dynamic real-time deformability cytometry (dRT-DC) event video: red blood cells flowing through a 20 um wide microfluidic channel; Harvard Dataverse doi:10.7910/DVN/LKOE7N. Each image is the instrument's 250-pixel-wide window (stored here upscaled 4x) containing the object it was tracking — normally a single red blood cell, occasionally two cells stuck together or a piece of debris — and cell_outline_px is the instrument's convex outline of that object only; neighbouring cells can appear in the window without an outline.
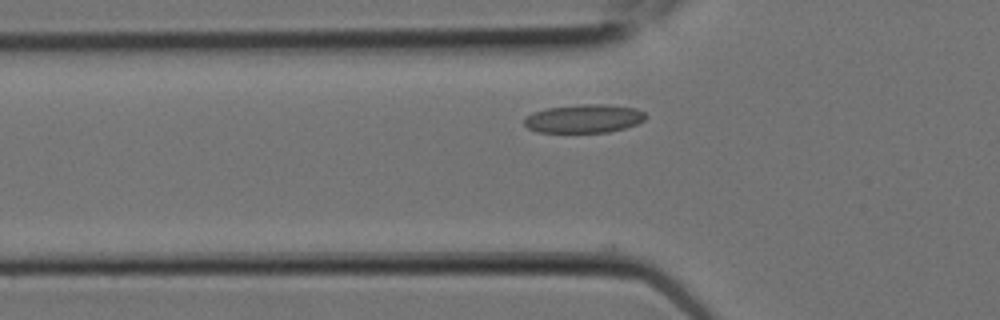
{"species": "Egyptian fruit bat (a non-hibernating species)", "species_latin": "Rousettus aegyptiacus", "temperature_condition": "room temperature", "stored_images_in_passage": 6, "camera_frame_rate_fps": 3000, "um_per_image_px": 0.085, "animal": {"sex": "female"}, "frame": {"image": 1, "passage_image": 3, "time_ms": 0.667, "image_size_px": [1000, 320], "cell_outline_px": [[648, 116], [644, 120], [636, 124], [624, 128], [608, 132], [536, 132], [528, 128], [524, 124], [524, 116], [532, 112], [544, 108], [580, 104], [604, 104], [636, 108], [644, 112]], "centroid_in_image_um": [49.6, 10.07], "position_along_channel_um": 76.2, "area_um2": 20.35}}
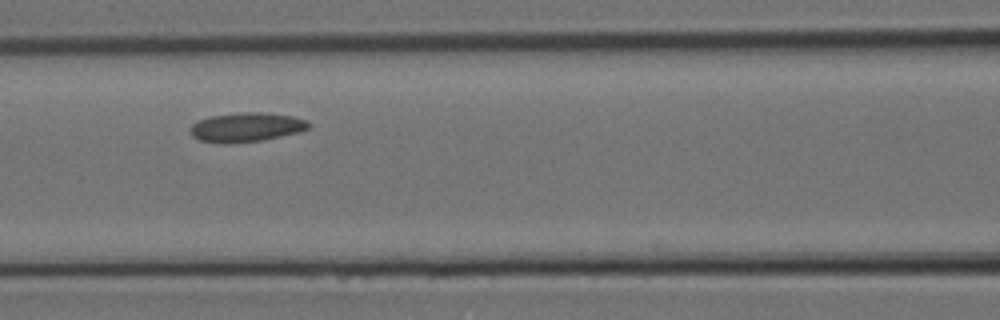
{"frame": {"image": 2, "passage_image": 5, "time_ms": 1.333, "image_size_px": [1000, 320], "cell_outline_px": [[312, 124], [308, 128], [300, 132], [264, 140], [232, 144], [224, 144], [200, 140], [192, 136], [192, 124], [196, 120], [212, 116], [244, 112], [260, 112], [292, 116], [308, 120]], "centroid_in_image_um": [20.97, 10.82], "position_along_channel_um": 145.6, "area_um2": 20.29}}
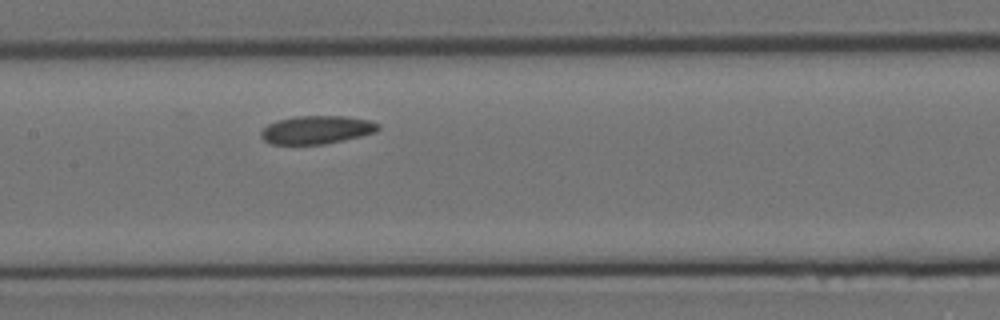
{"frame": {"image": 3, "passage_image": 6, "time_ms": 1.667, "image_size_px": [1000, 320], "cell_outline_px": [[380, 128], [376, 132], [360, 136], [324, 144], [272, 144], [264, 140], [260, 136], [260, 132], [268, 124], [280, 120], [296, 116], [344, 116], [368, 120], [380, 124]], "centroid_in_image_um": [26.92, 11.03], "position_along_channel_um": 180.5, "area_um2": 19.07}}